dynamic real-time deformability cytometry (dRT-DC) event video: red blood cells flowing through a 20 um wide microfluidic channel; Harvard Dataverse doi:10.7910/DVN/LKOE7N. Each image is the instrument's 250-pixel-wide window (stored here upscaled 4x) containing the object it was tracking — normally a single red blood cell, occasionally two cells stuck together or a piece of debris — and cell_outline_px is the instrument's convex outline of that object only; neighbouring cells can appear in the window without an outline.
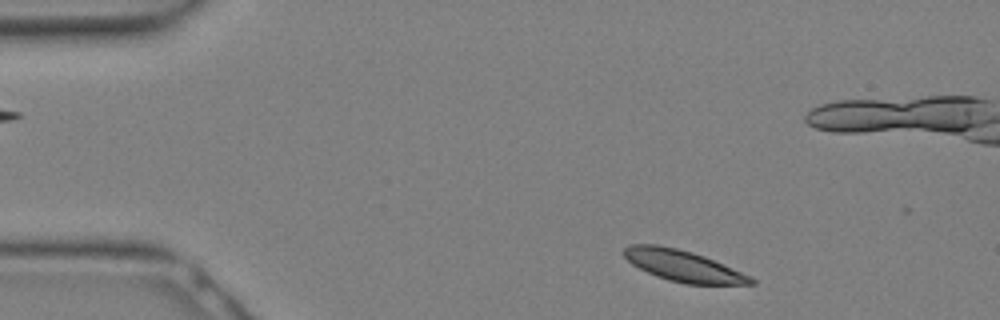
{"species": "Egyptian fruit bat (a non-hibernating species)", "species_latin": "Rousettus aegyptiacus", "temperature_condition": "warm", "stored_images_in_passage": 12, "camera_frame_rate_fps": 3000, "um_per_image_px": 0.085, "animal": {"sex": "female"}, "frame": {"image": 1, "passage_image": 1, "time_ms": 0.0, "image_size_px": [1000, 320], "cell_outline_px": [[756, 284], [684, 284], [668, 280], [656, 276], [632, 264], [624, 256], [624, 248], [628, 244], [656, 244], [676, 248], [692, 252], [704, 256], [752, 276], [756, 280]], "centroid_in_image_um": [58.08, 22.6], "position_along_channel_um": 26.9, "area_um2": 23.06}}
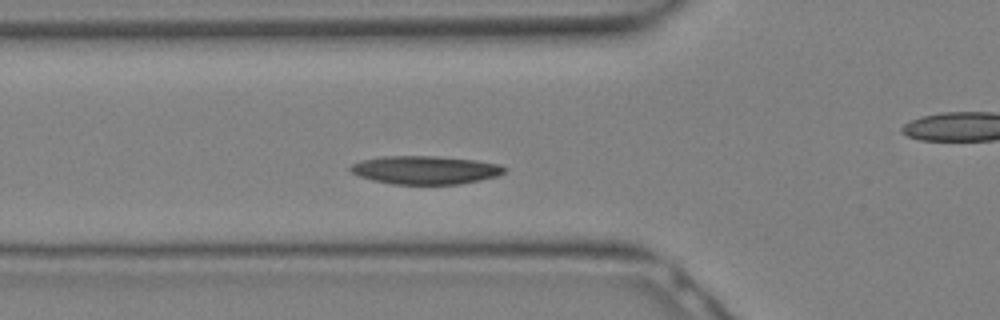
{"frame": {"image": 2, "passage_image": 7, "time_ms": 2.0, "image_size_px": [1000, 320], "cell_outline_px": [[508, 168], [504, 172], [496, 176], [480, 180], [460, 184], [392, 184], [372, 180], [360, 176], [352, 172], [348, 168], [352, 164], [364, 160], [384, 156], [436, 156], [476, 160], [500, 164]], "centroid_in_image_um": [36.18, 14.45], "position_along_channel_um": 89.6, "area_um2": 25.32}}
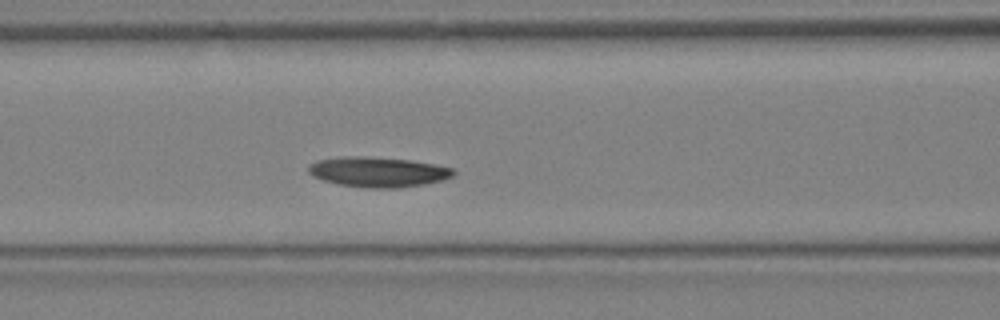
{"frame": {"image": 3, "passage_image": 9, "time_ms": 2.667, "image_size_px": [1000, 320], "cell_outline_px": [[456, 172], [452, 176], [444, 180], [424, 184], [400, 188], [368, 188], [340, 184], [324, 180], [312, 176], [308, 172], [308, 168], [316, 160], [352, 156], [356, 156], [408, 160], [436, 164], [452, 168]], "centroid_in_image_um": [32.17, 14.63], "position_along_channel_um": 134.4, "area_um2": 25.14}}